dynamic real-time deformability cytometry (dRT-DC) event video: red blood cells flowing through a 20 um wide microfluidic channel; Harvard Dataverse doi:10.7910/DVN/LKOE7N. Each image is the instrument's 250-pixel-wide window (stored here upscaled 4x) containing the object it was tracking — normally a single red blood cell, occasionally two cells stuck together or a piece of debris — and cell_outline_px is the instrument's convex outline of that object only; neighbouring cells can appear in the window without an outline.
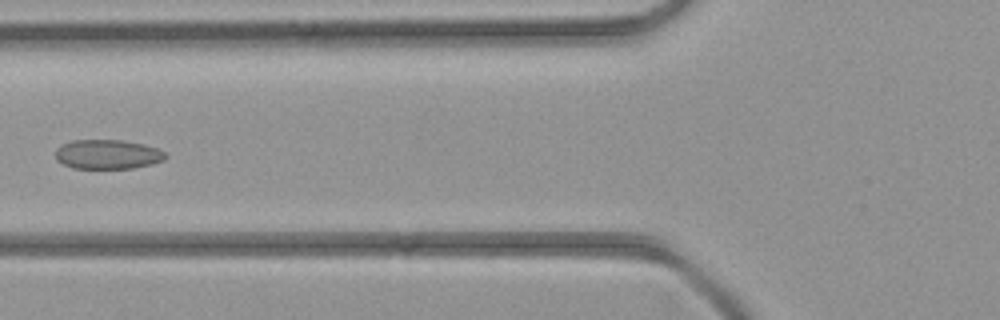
{"species": "common noctule bat (a hibernating species)", "species_latin": "Nyctalus noctula", "temperature_condition": "room temperature", "stored_images_in_passage": 6, "camera_frame_rate_fps": 3000, "um_per_image_px": 0.085, "animal": {"sex": "female", "body_mass_g": 21.9}, "frame": {"image": 1, "passage_image": 6, "time_ms": 5.667, "image_size_px": [1000, 320], "cell_outline_px": [[168, 156], [164, 160], [152, 164], [132, 168], [72, 168], [56, 160], [56, 148], [60, 144], [72, 140], [120, 140], [144, 144], [156, 148], [164, 152]], "centroid_in_image_um": [9.13, 13.11], "position_along_channel_um": 116.7, "area_um2": 18.9}}